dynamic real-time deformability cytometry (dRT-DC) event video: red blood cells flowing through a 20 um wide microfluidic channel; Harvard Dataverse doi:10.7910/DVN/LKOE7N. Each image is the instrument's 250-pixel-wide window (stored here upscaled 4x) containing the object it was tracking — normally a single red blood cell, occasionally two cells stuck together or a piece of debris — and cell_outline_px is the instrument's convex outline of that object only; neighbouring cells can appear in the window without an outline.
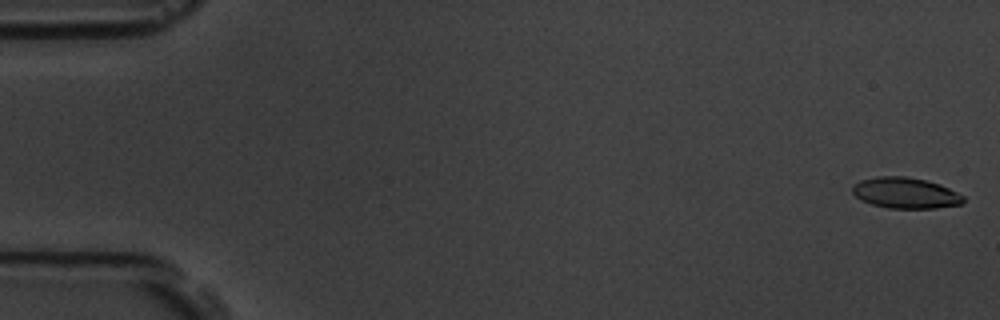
{"species": "common noctule bat (a hibernating species)", "species_latin": "Nyctalus noctula", "temperature_condition": "room temperature", "stored_images_in_passage": 57, "camera_frame_rate_fps": 3000, "um_per_image_px": 0.085, "animal": {"sex": "male", "body_mass_g": 19.5, "forearm_length_mm": 54.6}, "frame": {"image": 1, "passage_image": 1, "time_ms": 0.0, "image_size_px": [1000, 320], "cell_outline_px": [[964, 200], [960, 204], [936, 208], [888, 208], [872, 204], [860, 200], [852, 192], [852, 188], [860, 180], [880, 176], [904, 176], [924, 180], [940, 184], [964, 196]], "centroid_in_image_um": [76.95, 16.4], "position_along_channel_um": 8.1, "area_um2": 19.77}}
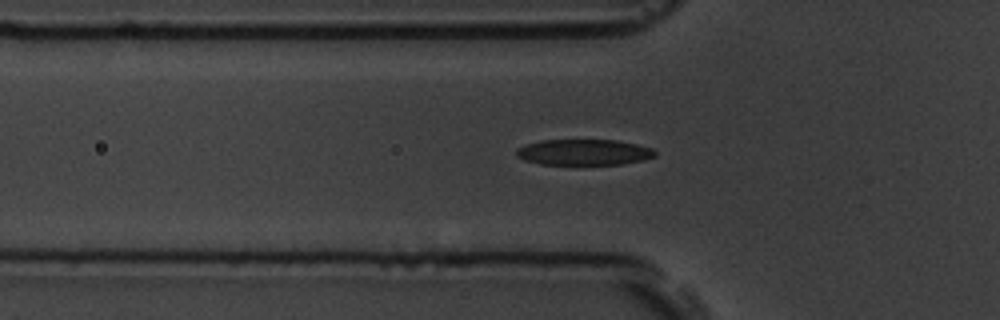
{"frame": {"image": 2, "passage_image": 19, "time_ms": 6.0, "image_size_px": [1000, 320], "cell_outline_px": [[656, 156], [644, 160], [620, 164], [540, 164], [524, 160], [516, 156], [516, 148], [524, 144], [540, 140], [616, 140], [636, 144], [652, 148], [656, 152]], "centroid_in_image_um": [49.6, 12.93], "position_along_channel_um": 76.2, "area_um2": 20.98}}
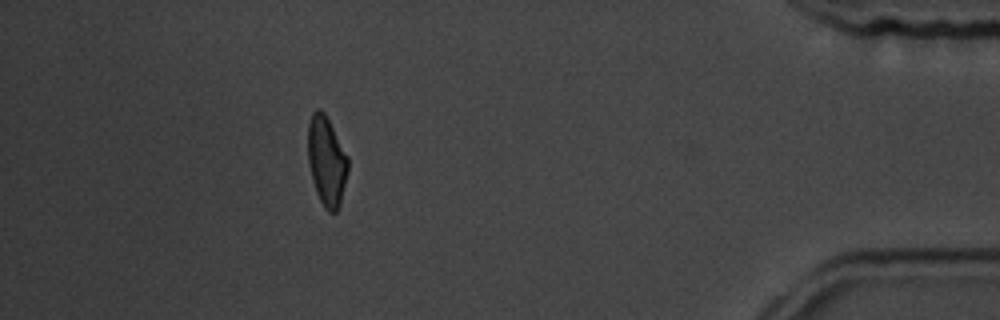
{"frame": {"image": 3, "passage_image": 51, "time_ms": 16.667, "image_size_px": [1000, 320], "cell_outline_px": [[348, 172], [340, 204], [336, 212], [328, 212], [324, 208], [316, 192], [312, 180], [308, 160], [308, 124], [312, 112], [316, 108], [320, 108], [324, 112], [348, 156]], "centroid_in_image_um": [27.76, 13.69], "position_along_channel_um": 407.4, "area_um2": 20.92}, "authors_computed_cell_mechanics": {"area_um2": 21.097, "velocity_mm_per_s": 3.5919, "shape_relaxation_time_tau1_ms": 3.0338, "shape_relaxation_time_tau2_ms": 2.3058, "deformation_change_tau1": 0.1617, "deformation_change_tau2": 0.0951}}